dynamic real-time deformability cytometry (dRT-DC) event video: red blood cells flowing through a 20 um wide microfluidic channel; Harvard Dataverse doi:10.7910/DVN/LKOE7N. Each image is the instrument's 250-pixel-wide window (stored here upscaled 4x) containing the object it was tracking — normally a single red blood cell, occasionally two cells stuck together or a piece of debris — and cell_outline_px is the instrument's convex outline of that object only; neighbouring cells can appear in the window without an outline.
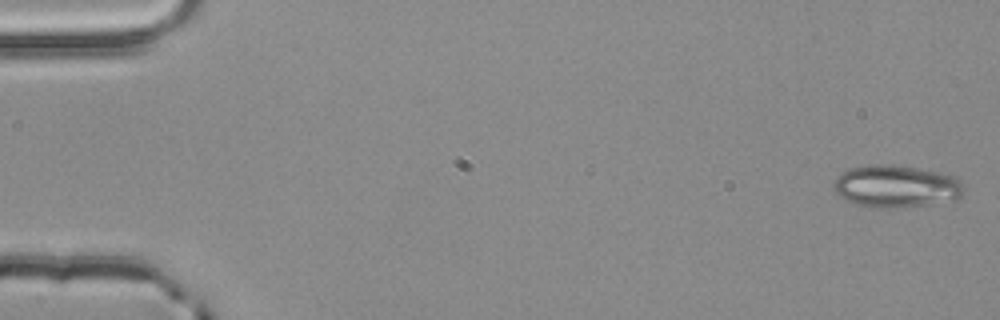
{"species": "common noctule bat (a hibernating species)", "species_latin": "Nyctalus noctula", "temperature_condition": "room temperature", "stored_images_in_passage": 55, "segment_of_instrument_passage": [1, 2], "camera_frame_rate_fps": 3000, "um_per_image_px": 0.085, "animal": {"sex": "male", "body_mass_g": 20.4}, "frame": {"image": 1, "passage_image": 1, "time_ms": 0.0, "image_size_px": [1000, 320], "cell_outline_px": [[964, 192], [956, 200], [928, 204], [884, 208], [876, 208], [856, 204], [844, 200], [836, 192], [832, 184], [836, 176], [852, 168], [872, 164], [884, 164], [916, 168], [944, 172], [960, 180], [964, 188]], "centroid_in_image_um": [76.17, 15.83], "position_along_channel_um": 8.8, "area_um2": 32.02}}
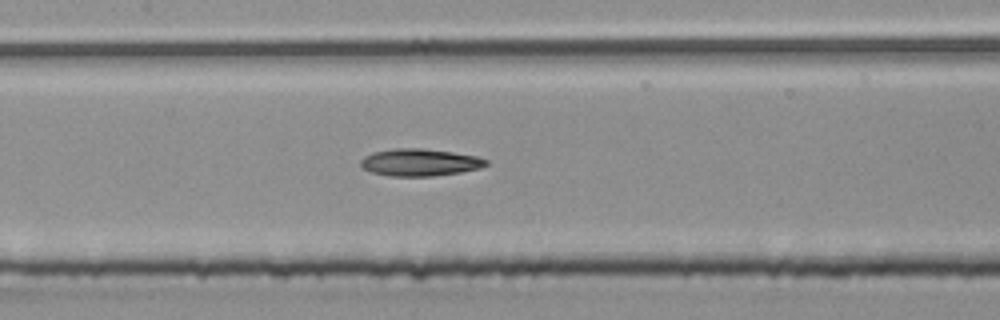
{"frame": {"image": 2, "passage_image": 26, "time_ms": 8.333, "image_size_px": [1000, 320], "cell_outline_px": [[488, 164], [480, 168], [460, 172], [432, 176], [388, 176], [372, 172], [364, 168], [360, 164], [360, 160], [364, 156], [372, 152], [396, 148], [420, 148], [452, 152], [476, 156], [488, 160]], "centroid_in_image_um": [35.67, 13.8], "position_along_channel_um": 171.7, "area_um2": 19.83}}
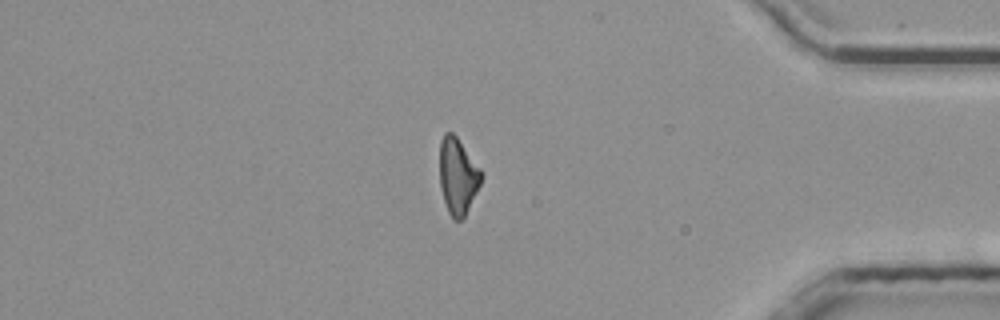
{"frame": {"image": 3, "passage_image": 46, "time_ms": 15.0, "image_size_px": [1000, 320], "cell_outline_px": [[484, 176], [464, 216], [460, 220], [452, 220], [448, 212], [444, 200], [440, 184], [440, 140], [444, 132], [452, 132], [456, 136], [480, 168]], "centroid_in_image_um": [38.9, 14.95], "position_along_channel_um": 396.3, "area_um2": 18.32}}